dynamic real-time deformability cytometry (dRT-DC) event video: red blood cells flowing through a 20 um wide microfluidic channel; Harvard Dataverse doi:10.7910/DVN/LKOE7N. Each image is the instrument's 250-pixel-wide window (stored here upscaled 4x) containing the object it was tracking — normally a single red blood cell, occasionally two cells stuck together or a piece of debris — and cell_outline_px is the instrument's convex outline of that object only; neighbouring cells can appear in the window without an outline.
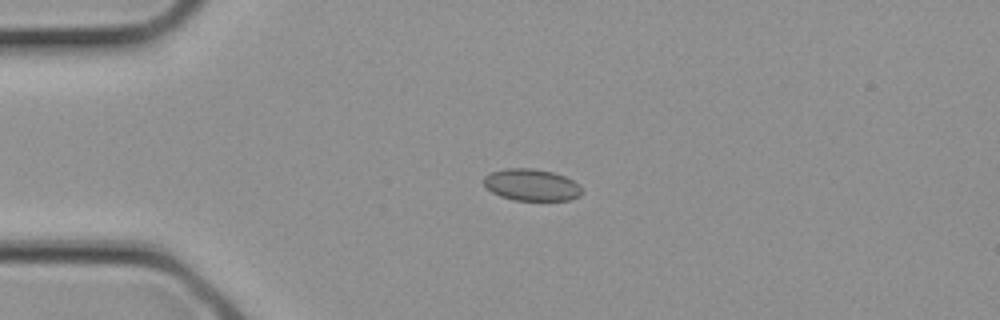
{"species": "common noctule bat (a hibernating species)", "species_latin": "Nyctalus noctula", "temperature_condition": "cold", "stored_images_in_passage": 1, "camera_frame_rate_fps": 3000, "um_per_image_px": 0.085, "animal": {"sex": "female", "body_mass_g": 21.9}, "frame": {"image": 1, "passage_image": 1, "time_ms": 0.0, "image_size_px": [1000, 320], "cell_outline_px": [[584, 192], [580, 196], [568, 200], [512, 200], [500, 196], [492, 192], [484, 184], [484, 176], [492, 172], [504, 168], [532, 168], [552, 172], [564, 176], [580, 184]], "centroid_in_image_um": [45.2, 15.72], "position_along_channel_um": 39.8, "area_um2": 18.26}}